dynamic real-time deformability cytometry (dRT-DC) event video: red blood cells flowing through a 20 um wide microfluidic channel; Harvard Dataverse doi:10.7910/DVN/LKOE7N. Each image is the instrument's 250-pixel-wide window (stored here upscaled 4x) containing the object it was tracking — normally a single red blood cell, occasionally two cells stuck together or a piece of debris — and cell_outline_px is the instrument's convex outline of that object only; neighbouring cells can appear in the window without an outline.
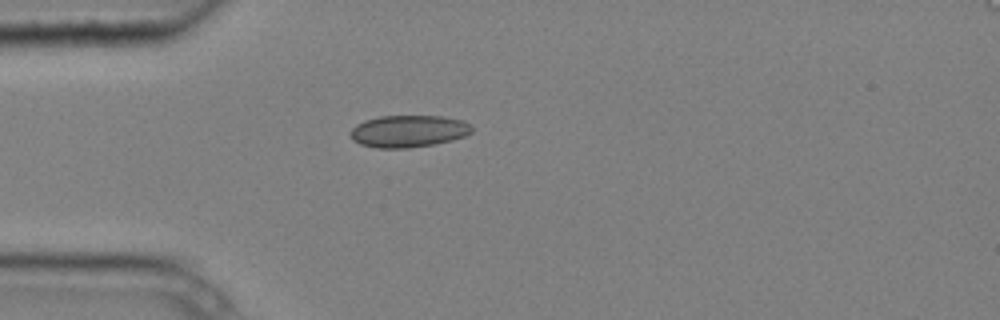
{"species": "common noctule bat (a hibernating species)", "species_latin": "Nyctalus noctula", "temperature_condition": "cold", "stored_images_in_passage": 1, "camera_frame_rate_fps": 3000, "um_per_image_px": 0.085, "animal": {"sex": "male", "body_mass_g": 20.4}, "frame": {"image": 1, "passage_image": 1, "time_ms": 0.0, "image_size_px": [1000, 320], "cell_outline_px": [[472, 132], [464, 136], [452, 140], [436, 144], [408, 148], [376, 148], [360, 144], [352, 140], [352, 128], [356, 124], [364, 120], [380, 116], [440, 116], [464, 120], [472, 124]], "centroid_in_image_um": [34.74, 11.15], "position_along_channel_um": 50.3, "area_um2": 22.83}}